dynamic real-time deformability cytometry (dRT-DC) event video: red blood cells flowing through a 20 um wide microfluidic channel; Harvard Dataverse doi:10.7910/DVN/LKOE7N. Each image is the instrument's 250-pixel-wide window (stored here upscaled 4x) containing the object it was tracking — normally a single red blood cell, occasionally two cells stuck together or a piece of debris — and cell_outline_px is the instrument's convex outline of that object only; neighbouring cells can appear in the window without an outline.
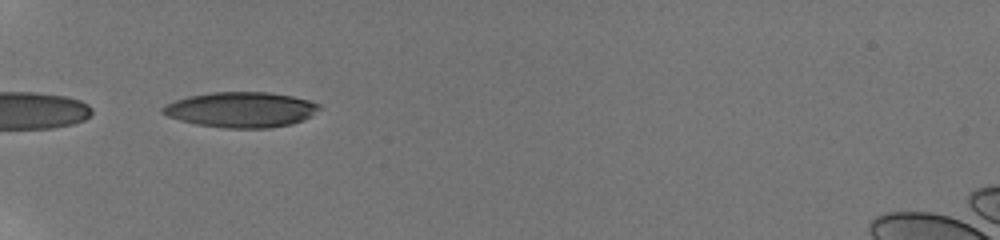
{"species": "human", "species_latin": "Homo sapiens", "temperature_condition": "room temperature", "stored_images_in_passage": 33, "camera_frame_rate_fps": 3000, "um_per_image_px": 0.085, "donor": {"sex": "male"}, "frame": {"image": 1, "passage_image": 1, "time_ms": 0.0, "image_size_px": [1000, 240], "cell_outline_px": [[320, 108], [312, 116], [304, 120], [292, 124], [268, 128], [224, 128], [196, 124], [180, 120], [168, 116], [160, 112], [160, 108], [176, 100], [188, 96], [212, 92], [268, 92], [292, 96], [308, 100], [320, 104]], "centroid_in_image_um": [20.5, 9.32], "position_along_channel_um": 64.5, "area_um2": 32.31}}
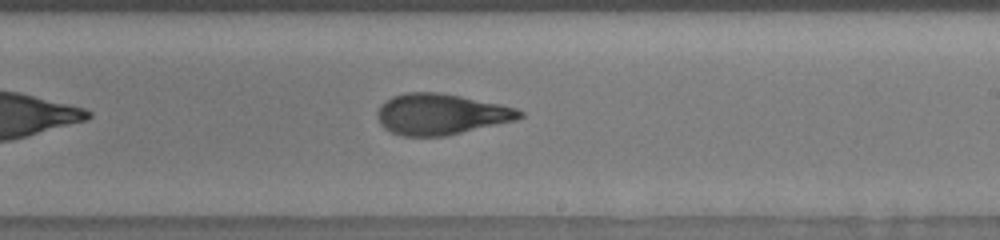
{"frame": {"image": 2, "passage_image": 16, "time_ms": 5.0, "image_size_px": [1000, 240], "cell_outline_px": [[524, 116], [516, 120], [444, 136], [400, 136], [384, 128], [380, 124], [376, 116], [376, 112], [380, 104], [384, 100], [392, 96], [404, 92], [440, 92], [500, 104], [516, 108], [524, 112]], "centroid_in_image_um": [37.43, 9.7], "position_along_channel_um": 251.6, "area_um2": 34.1}}
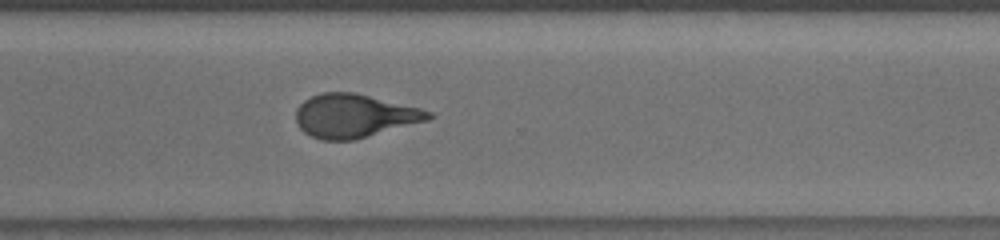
{"frame": {"image": 3, "passage_image": 22, "time_ms": 7.0, "image_size_px": [1000, 240], "cell_outline_px": [[436, 116], [428, 120], [352, 140], [320, 140], [304, 132], [296, 124], [296, 108], [304, 100], [320, 92], [356, 92], [420, 108], [432, 112]], "centroid_in_image_um": [30.1, 9.83], "position_along_channel_um": 340.5, "area_um2": 33.58}, "authors_computed_cell_mechanics": {"area_um2": 33.7552, "velocity_mm_per_s": 3.8263, "shape_relaxation_time_tau1_ms": 3.9501, "shape_relaxation_time_tau2_ms": 1.1484, "deformation_change_tau1": 0.201, "deformation_change_tau2": 0.0896}}